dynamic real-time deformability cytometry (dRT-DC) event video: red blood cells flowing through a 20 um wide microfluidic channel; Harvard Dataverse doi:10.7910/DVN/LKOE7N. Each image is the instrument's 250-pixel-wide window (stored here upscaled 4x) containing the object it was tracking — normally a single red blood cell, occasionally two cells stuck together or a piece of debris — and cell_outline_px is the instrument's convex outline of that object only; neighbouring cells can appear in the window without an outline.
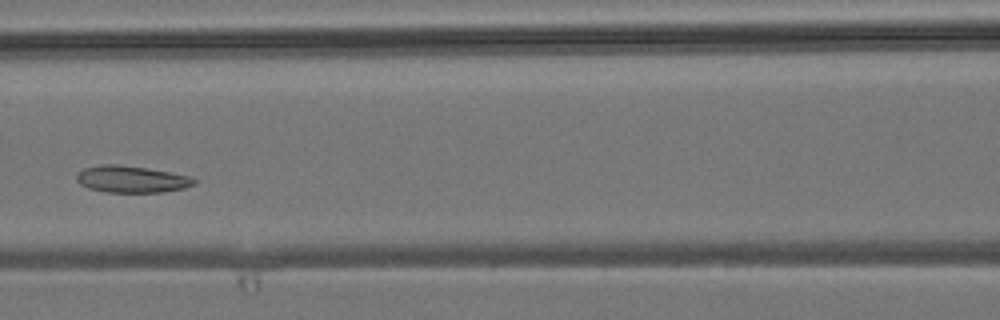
{"species": "common noctule bat (a hibernating species)", "species_latin": "Nyctalus noctula", "temperature_condition": "room temperature", "stored_images_in_passage": 5, "camera_frame_rate_fps": 3000, "um_per_image_px": 0.085, "animal": {"sex": "male", "body_mass_g": 19.2, "forearm_length_mm": 51.8}, "frame": {"image": 1, "passage_image": 5, "time_ms": 4.667, "image_size_px": [1000, 320], "cell_outline_px": [[196, 184], [184, 188], [164, 192], [104, 192], [88, 188], [80, 184], [76, 180], [76, 176], [84, 168], [100, 164], [116, 164], [144, 168], [192, 176], [196, 180]], "centroid_in_image_um": [11.18, 15.24], "position_along_channel_um": 155.4, "area_um2": 18.32}}